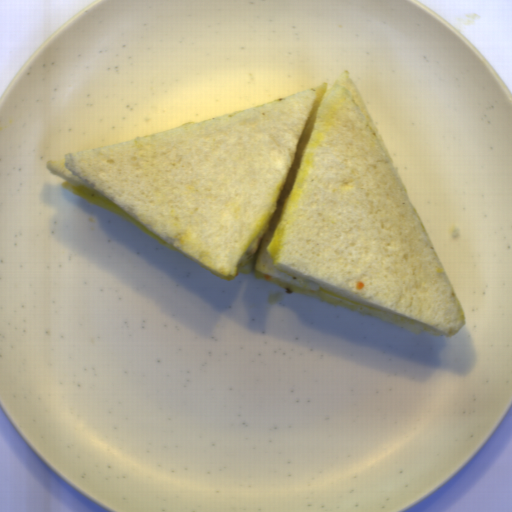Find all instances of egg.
<instances>
[{
    "label": "egg",
    "instance_id": "obj_1",
    "mask_svg": "<svg viewBox=\"0 0 512 512\" xmlns=\"http://www.w3.org/2000/svg\"><path fill=\"white\" fill-rule=\"evenodd\" d=\"M273 235H274V232L273 230H270L268 232H266L265 236H264V239L261 243V246L258 250V255H257V260H256V264H255V267H256V270L259 271L260 273H263L265 275H268V276H271L273 278H276L278 280H281V281H284V282H288V283H291V284H294V285H298V286H301V287H304V288H307V289H311V290H314L316 292H319L325 296H328L334 300H337L339 302H342V303H345V304H349V305H352V306H355V307H358V308H362V309H365V310H368V311H374V312H378L376 311L375 309L369 307V306H366L364 304H361L359 302H356L354 300H351L349 298H346L338 293H335L325 287H322L316 283H313V282H309V281H306V280H302V279H299L295 276H292L286 272H283L281 270H279L275 265H274V259L272 258V256L269 254L268 252V247L270 246L271 244V241H272V238H273ZM380 313V312H378Z\"/></svg>",
    "mask_w": 512,
    "mask_h": 512
},
{
    "label": "egg",
    "instance_id": "obj_2",
    "mask_svg": "<svg viewBox=\"0 0 512 512\" xmlns=\"http://www.w3.org/2000/svg\"><path fill=\"white\" fill-rule=\"evenodd\" d=\"M259 243H260V238L257 236L245 250L238 265H241L242 263H244L245 261L250 259L253 255H255L258 252Z\"/></svg>",
    "mask_w": 512,
    "mask_h": 512
}]
</instances>
